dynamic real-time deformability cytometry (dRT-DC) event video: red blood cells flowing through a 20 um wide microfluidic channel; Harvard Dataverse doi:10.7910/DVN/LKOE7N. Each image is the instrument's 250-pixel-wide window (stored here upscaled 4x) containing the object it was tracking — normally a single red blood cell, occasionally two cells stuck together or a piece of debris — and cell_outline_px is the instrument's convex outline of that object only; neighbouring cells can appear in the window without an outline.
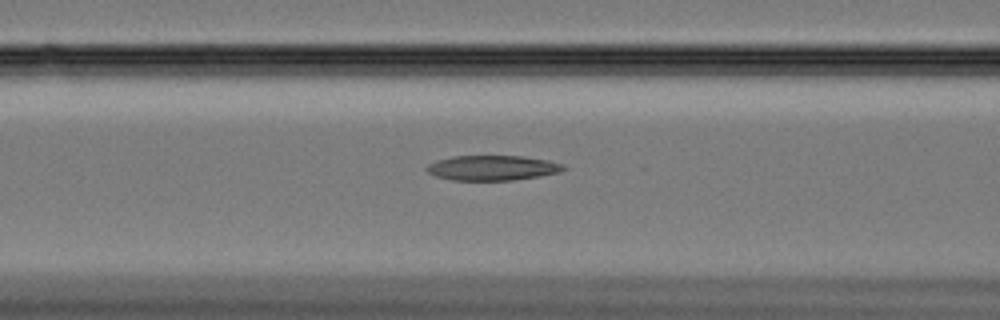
{"species": "Egyptian fruit bat (a non-hibernating species)", "species_latin": "Rousettus aegyptiacus", "temperature_condition": "cold", "stored_images_in_passage": 9, "camera_frame_rate_fps": 3000, "um_per_image_px": 0.085, "animal": {"sex": "female"}, "frame": {"image": 1, "passage_image": 7, "time_ms": 2.0, "image_size_px": [1000, 320], "cell_outline_px": [[568, 168], [560, 172], [540, 176], [512, 180], [452, 180], [436, 176], [428, 172], [424, 168], [428, 164], [436, 160], [452, 156], [524, 156], [548, 160], [564, 164]], "centroid_in_image_um": [41.87, 14.26], "position_along_channel_um": 124.7, "area_um2": 20.06}}